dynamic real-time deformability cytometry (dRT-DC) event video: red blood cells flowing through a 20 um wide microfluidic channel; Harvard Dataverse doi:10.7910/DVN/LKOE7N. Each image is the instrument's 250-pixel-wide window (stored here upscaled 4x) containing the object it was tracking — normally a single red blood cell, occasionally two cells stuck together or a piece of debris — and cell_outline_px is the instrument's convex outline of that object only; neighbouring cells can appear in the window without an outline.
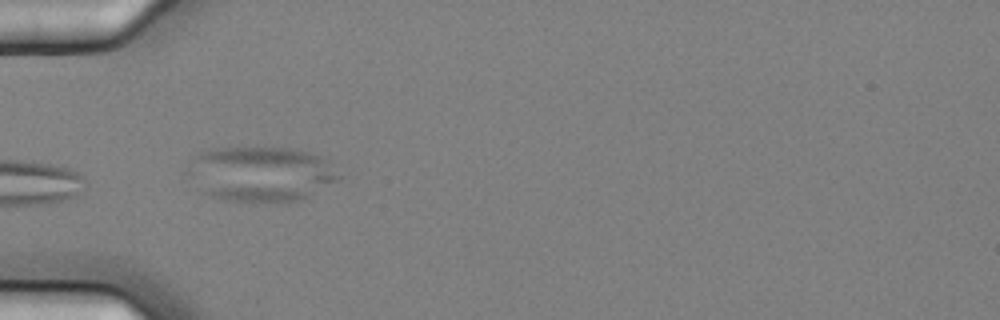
{"species": "common noctule bat (a hibernating species)", "species_latin": "Nyctalus noctula", "temperature_condition": "cold", "stored_images_in_passage": 7, "camera_frame_rate_fps": 3000, "um_per_image_px": 0.085, "animal": {"sex": "female", "body_mass_g": 25.1}, "frame": {"image": 1, "passage_image": 6, "time_ms": 1.667, "image_size_px": [1000, 320], "cell_outline_px": [[340, 180], [300, 200], [288, 204], [256, 204], [224, 200], [200, 192], [196, 188], [184, 172], [192, 160], [200, 152], [212, 148], [296, 148], [320, 156], [340, 176]], "centroid_in_image_um": [22.11, 14.84], "position_along_channel_um": 62.9, "area_um2": 49.59}}